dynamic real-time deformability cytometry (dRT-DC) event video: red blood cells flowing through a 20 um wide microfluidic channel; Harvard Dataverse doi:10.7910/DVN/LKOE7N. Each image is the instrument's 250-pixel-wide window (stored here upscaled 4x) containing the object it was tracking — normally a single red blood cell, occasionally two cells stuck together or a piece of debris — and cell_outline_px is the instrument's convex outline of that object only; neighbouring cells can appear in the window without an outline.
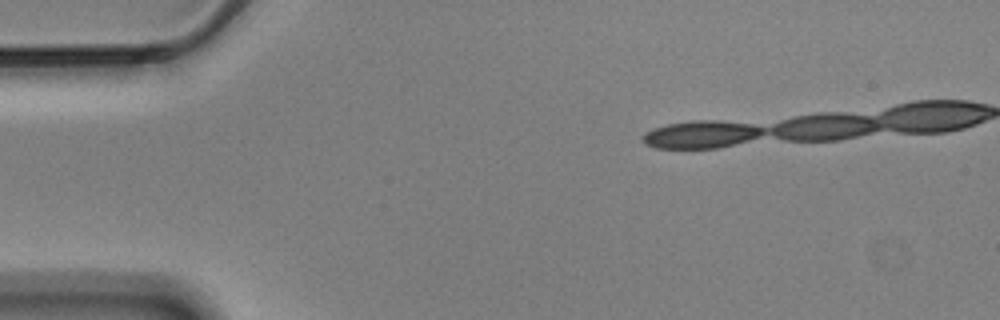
{"species": "Egyptian fruit bat (a non-hibernating species)", "species_latin": "Rousettus aegyptiacus", "temperature_condition": "cold", "stored_images_in_passage": 6, "camera_frame_rate_fps": 3000, "um_per_image_px": 0.085, "animal": {"sex": "male"}, "frame": {"image": 1, "passage_image": 1, "time_ms": 0.0, "image_size_px": [1000, 320], "cell_outline_px": [[168, 48], [148, 60], [48, 64], [32, 52], [40, 48]], "centroid_in_image_um": [8.1, 4.65], "position_along_channel_um": 76.9, "area_um2": 12.02}}